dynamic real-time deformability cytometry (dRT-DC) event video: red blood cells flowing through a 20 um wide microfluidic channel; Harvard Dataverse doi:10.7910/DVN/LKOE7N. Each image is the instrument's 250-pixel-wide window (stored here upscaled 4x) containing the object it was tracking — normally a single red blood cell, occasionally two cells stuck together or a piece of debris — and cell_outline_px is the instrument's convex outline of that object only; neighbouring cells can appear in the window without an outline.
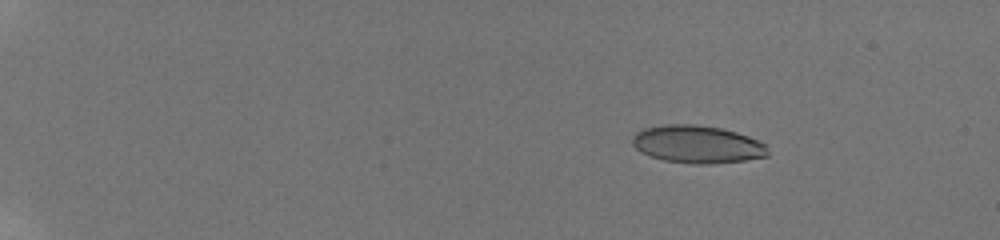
{"species": "human", "species_latin": "Homo sapiens", "temperature_condition": "room temperature", "stored_images_in_passage": 55, "camera_frame_rate_fps": 3000, "um_per_image_px": 0.085, "donor": {"sex": "male"}, "frame": {"image": 1, "passage_image": 6, "time_ms": 3.333, "image_size_px": [1000, 240], "cell_outline_px": [[768, 156], [744, 160], [708, 164], [692, 164], [664, 160], [640, 152], [632, 144], [632, 136], [636, 132], [644, 128], [664, 124], [696, 124], [720, 128], [736, 132], [748, 136], [764, 144], [768, 152]], "centroid_in_image_um": [59.23, 12.26], "position_along_channel_um": 25.8, "area_um2": 29.65}}
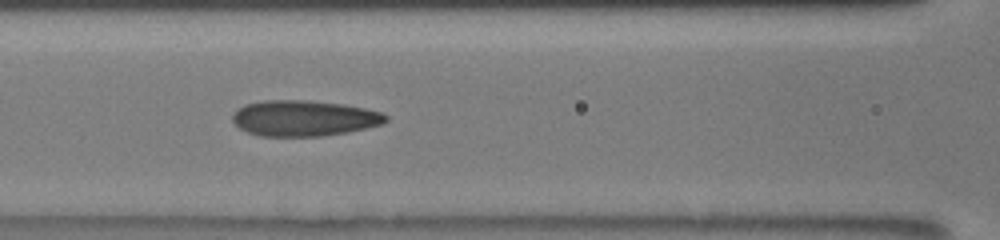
{"frame": {"image": 2, "passage_image": 23, "time_ms": 10.0, "image_size_px": [1000, 240], "cell_outline_px": [[388, 120], [380, 124], [348, 132], [320, 136], [260, 136], [248, 132], [240, 128], [232, 120], [232, 116], [236, 108], [244, 104], [264, 100], [304, 100], [340, 104], [364, 108], [380, 112], [388, 116]], "centroid_in_image_um": [25.79, 10.04], "position_along_channel_um": 140.8, "area_um2": 31.79}}
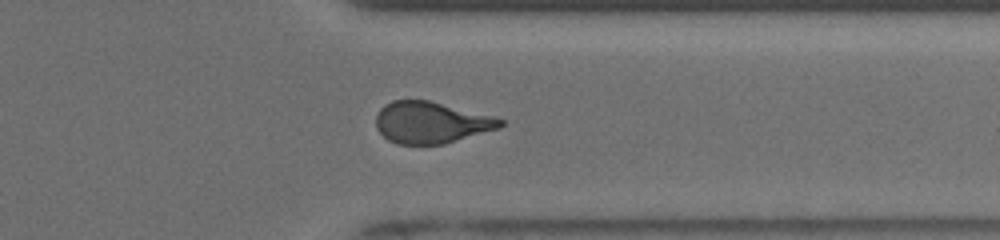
{"frame": {"image": 3, "passage_image": 46, "time_ms": 16.0, "image_size_px": [1000, 240], "cell_outline_px": [[504, 124], [500, 128], [444, 144], [396, 144], [388, 140], [376, 128], [376, 116], [380, 108], [384, 104], [392, 100], [428, 100], [492, 116], [504, 120]], "centroid_in_image_um": [36.62, 10.41], "position_along_channel_um": 374.8, "area_um2": 30.06}, "authors_computed_cell_mechanics": {"area_um2": 30.923, "velocity_mm_per_s": 3.8989, "shape_relaxation_time_tau1_ms": 10.9733, "shape_relaxation_time_tau2_ms": 1.2709, "deformation_change_tau1": 0.2786, "deformation_change_tau2": 0.1046}}